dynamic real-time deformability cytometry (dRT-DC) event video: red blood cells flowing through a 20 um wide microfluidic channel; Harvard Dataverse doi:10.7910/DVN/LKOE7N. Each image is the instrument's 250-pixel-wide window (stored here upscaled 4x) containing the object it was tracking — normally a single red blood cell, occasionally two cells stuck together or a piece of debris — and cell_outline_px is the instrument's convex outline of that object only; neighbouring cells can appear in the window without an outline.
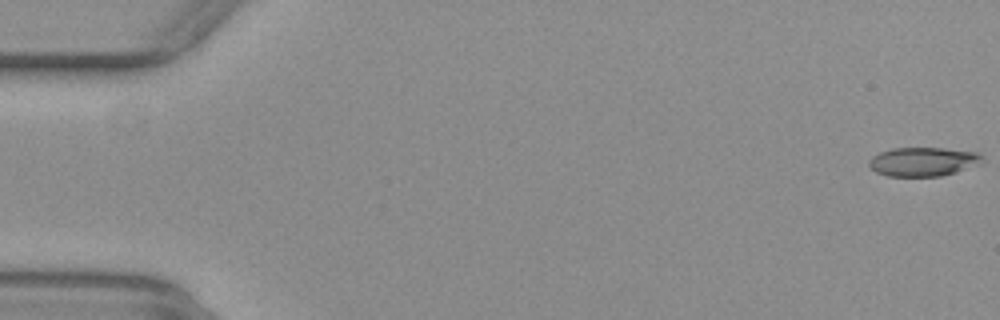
{"species": "common noctule bat (a hibernating species)", "species_latin": "Nyctalus noctula", "temperature_condition": "warm", "stored_images_in_passage": 47, "camera_frame_rate_fps": 3000, "um_per_image_px": 0.085, "animal": {"sex": "female", "body_mass_g": 29.2, "forearm_length_mm": 56.3}, "frame": {"image": 1, "passage_image": 1, "time_ms": 0.0, "image_size_px": [1000, 320], "cell_outline_px": [[984, 164], [956, 172], [940, 176], [888, 176], [876, 172], [868, 164], [868, 160], [872, 156], [880, 152], [892, 148], [944, 148], [976, 152], [984, 160]], "centroid_in_image_um": [78.49, 13.74], "position_along_channel_um": 6.5, "area_um2": 19.25}}
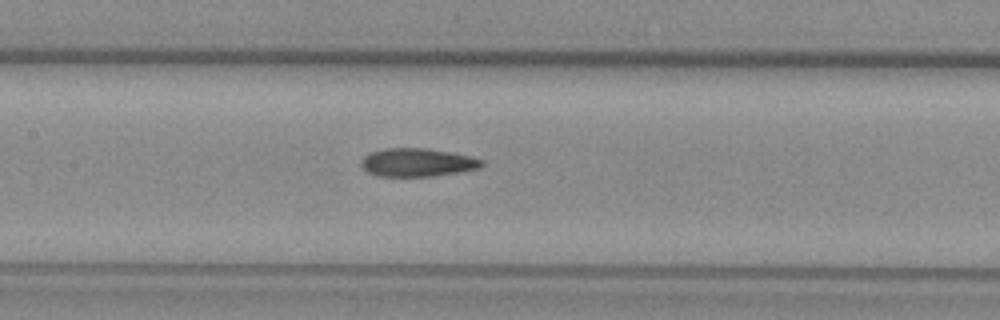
{"frame": {"image": 2, "passage_image": 26, "time_ms": 8.333, "image_size_px": [1000, 320], "cell_outline_px": [[484, 164], [480, 168], [460, 172], [432, 176], [376, 176], [368, 172], [360, 164], [364, 156], [372, 152], [384, 148], [424, 148], [448, 152], [468, 156], [484, 160]], "centroid_in_image_um": [35.47, 13.81], "position_along_channel_um": 171.9, "area_um2": 19.71}}
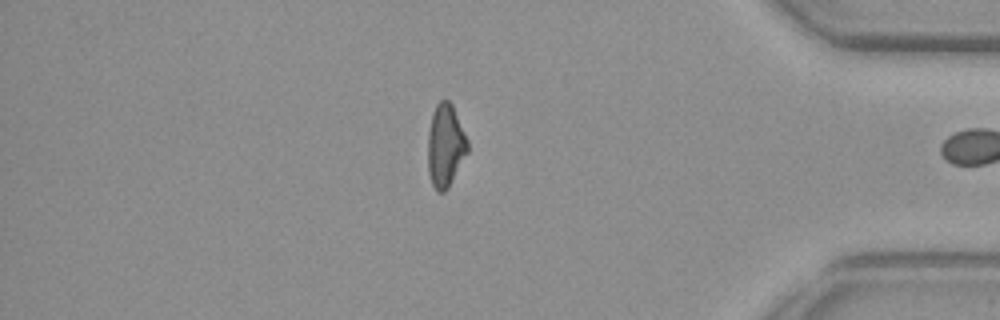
{"frame": {"image": 3, "passage_image": 46, "time_ms": 15.0, "image_size_px": [1000, 320], "cell_outline_px": [[468, 152], [448, 188], [444, 192], [436, 192], [432, 184], [428, 172], [428, 132], [432, 112], [436, 104], [440, 100], [448, 100], [452, 104], [468, 140]], "centroid_in_image_um": [37.85, 12.38], "position_along_channel_um": 397.3, "area_um2": 19.31}, "authors_computed_cell_mechanics": {"area_um2": 19.8254, "velocity_mm_per_s": 3.9063, "shape_relaxation_time_tau1_ms": null, "shape_relaxation_time_tau2_ms": 2.9341, "deformation_change_tau1": null, "deformation_change_tau2": 0.123}}